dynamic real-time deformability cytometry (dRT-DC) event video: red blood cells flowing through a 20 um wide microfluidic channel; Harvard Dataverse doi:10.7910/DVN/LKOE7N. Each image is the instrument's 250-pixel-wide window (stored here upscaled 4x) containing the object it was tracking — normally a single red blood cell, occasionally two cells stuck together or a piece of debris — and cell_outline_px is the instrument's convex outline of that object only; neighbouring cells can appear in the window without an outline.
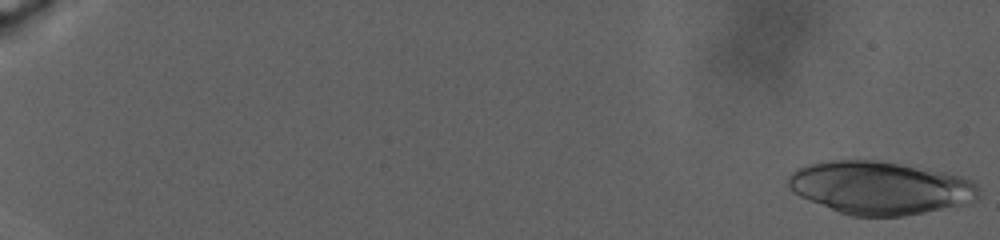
{"species": "human", "species_latin": "Homo sapiens", "temperature_condition": "warm", "stored_images_in_passage": 30, "camera_frame_rate_fps": 3000, "um_per_image_px": 0.085, "donor": {"sex": "male"}, "frame": {"image": 1, "passage_image": 1, "time_ms": 0.0, "image_size_px": [1000, 240], "cell_outline_px": [[980, 188], [976, 200], [972, 204], [904, 216], [852, 216], [840, 212], [808, 200], [792, 192], [788, 188], [788, 176], [796, 168], [808, 164], [828, 160], [876, 160], [928, 168], [960, 176], [972, 180]], "centroid_in_image_um": [74.84, 15.96], "position_along_channel_um": 10.2, "area_um2": 59.42}}
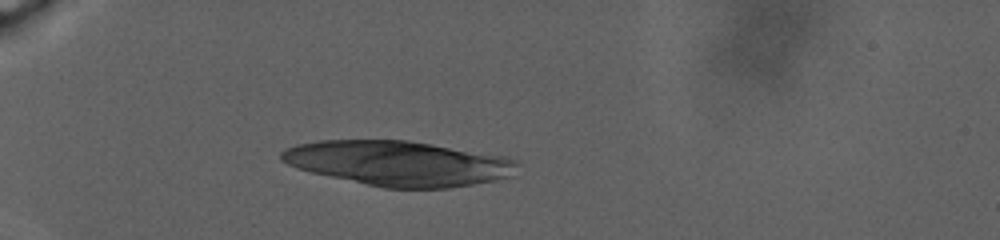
{"frame": {"image": 2, "passage_image": 19, "time_ms": 10.333, "image_size_px": [1000, 240], "cell_outline_px": [[520, 164], [512, 176], [496, 180], [448, 188], [384, 188], [312, 172], [296, 168], [280, 160], [280, 152], [284, 148], [296, 144], [320, 140], [408, 140], [504, 156], [520, 160]], "centroid_in_image_um": [33.89, 13.87], "position_along_channel_um": 51.1, "area_um2": 61.85}}